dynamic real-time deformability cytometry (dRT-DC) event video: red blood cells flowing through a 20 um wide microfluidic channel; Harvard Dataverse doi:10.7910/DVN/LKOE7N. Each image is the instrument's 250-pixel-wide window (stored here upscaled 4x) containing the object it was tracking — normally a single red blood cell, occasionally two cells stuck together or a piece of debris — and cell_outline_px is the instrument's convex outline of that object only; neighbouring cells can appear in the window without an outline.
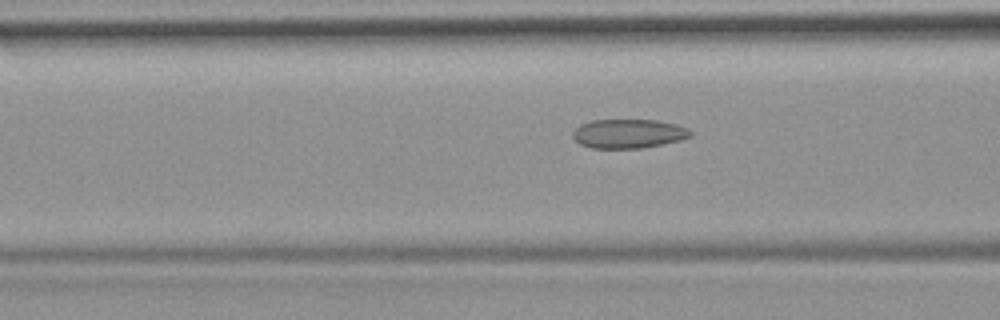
{"species": "common noctule bat (a hibernating species)", "species_latin": "Nyctalus noctula", "temperature_condition": "room temperature", "stored_images_in_passage": 13, "camera_frame_rate_fps": 3000, "um_per_image_px": 0.085, "animal": {"sex": "female", "body_mass_g": 19.9}, "frame": {"image": 1, "passage_image": 10, "time_ms": 3.0, "image_size_px": [1000, 320], "cell_outline_px": [[692, 136], [680, 140], [644, 148], [592, 148], [580, 144], [572, 136], [572, 132], [580, 124], [592, 120], [656, 120], [676, 124], [688, 128], [692, 132]], "centroid_in_image_um": [53.42, 11.36], "position_along_channel_um": 113.2, "area_um2": 20.0}}